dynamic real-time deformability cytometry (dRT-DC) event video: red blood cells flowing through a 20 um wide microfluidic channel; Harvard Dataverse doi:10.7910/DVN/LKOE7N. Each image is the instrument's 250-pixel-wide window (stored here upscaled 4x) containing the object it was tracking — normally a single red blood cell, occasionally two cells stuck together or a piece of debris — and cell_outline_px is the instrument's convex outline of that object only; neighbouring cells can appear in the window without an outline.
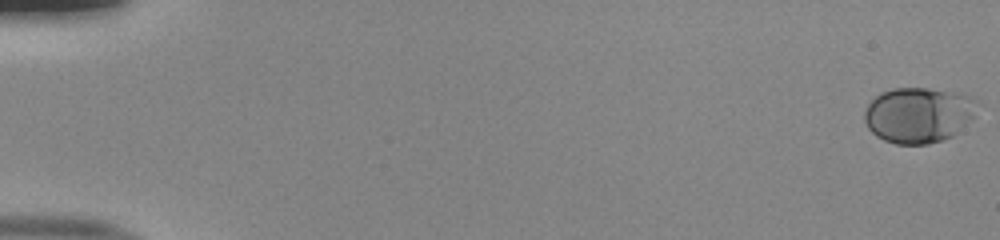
{"species": "human", "species_latin": "Homo sapiens", "temperature_condition": "room temperature", "stored_images_in_passage": 53, "camera_frame_rate_fps": 3000, "um_per_image_px": 0.085, "donor": {"sex": "male"}, "frame": {"image": 1, "passage_image": 1, "time_ms": 0.0, "image_size_px": [1000, 240], "cell_outline_px": [[976, 116], [972, 120], [952, 136], [928, 144], [896, 144], [884, 140], [876, 136], [868, 128], [864, 120], [864, 112], [868, 104], [880, 92], [892, 88], [928, 88], [960, 92], [972, 96], [976, 100]], "centroid_in_image_um": [78.09, 9.75], "position_along_channel_um": 6.9, "area_um2": 36.88}}
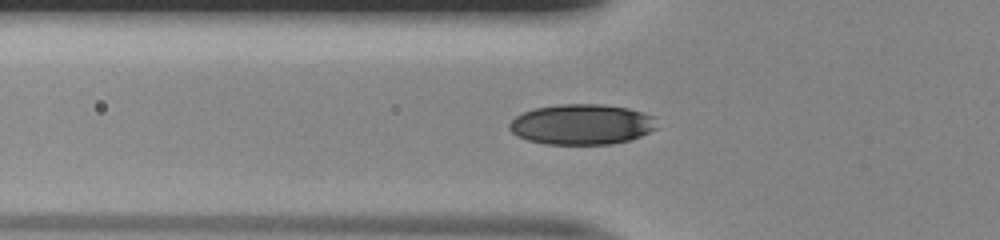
{"frame": {"image": 2, "passage_image": 20, "time_ms": 6.333, "image_size_px": [1000, 240], "cell_outline_px": [[660, 128], [632, 140], [612, 144], [544, 144], [528, 140], [516, 136], [508, 128], [508, 124], [516, 116], [524, 112], [536, 108], [556, 104], [604, 104], [628, 108], [644, 112], [656, 116]], "centroid_in_image_um": [49.52, 10.57], "position_along_channel_um": 76.3, "area_um2": 35.43}}
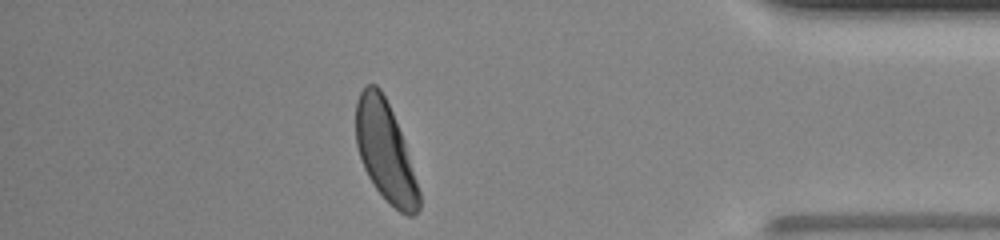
{"frame": {"image": 3, "passage_image": 47, "time_ms": 15.333, "image_size_px": [1000, 240], "cell_outline_px": [[420, 208], [412, 216], [408, 216], [400, 212], [376, 188], [368, 176], [364, 168], [356, 144], [356, 100], [360, 92], [368, 84], [376, 84], [380, 88], [392, 112], [404, 140], [420, 192]], "centroid_in_image_um": [32.75, 12.86], "position_along_channel_um": 402.5, "area_um2": 36.07}, "authors_computed_cell_mechanics": {"area_um2": 35.4314, "velocity_mm_per_s": 3.9804, "shape_relaxation_time_tau1_ms": 3.4008, "shape_relaxation_time_tau2_ms": null, "deformation_change_tau1": 0.1638, "deformation_change_tau2": null}}